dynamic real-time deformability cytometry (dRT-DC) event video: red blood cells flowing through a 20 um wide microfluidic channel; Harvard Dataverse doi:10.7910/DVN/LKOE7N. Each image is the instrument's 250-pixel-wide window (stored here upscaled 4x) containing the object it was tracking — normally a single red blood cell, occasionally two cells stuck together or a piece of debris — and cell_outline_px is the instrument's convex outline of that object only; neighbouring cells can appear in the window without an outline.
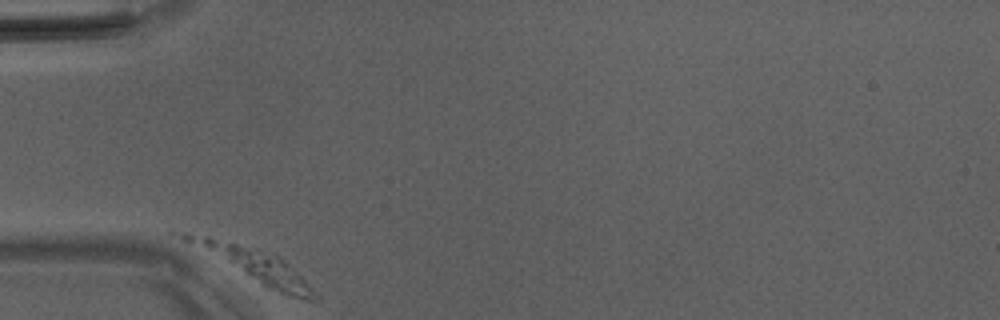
{"species": "Egyptian fruit bat (a non-hibernating species)", "species_latin": "Rousettus aegyptiacus", "temperature_condition": "room temperature", "stored_images_in_passage": 18, "camera_frame_rate_fps": 3000, "um_per_image_px": 0.085, "animal": {"sex": "male"}, "frame": {"image": 1, "passage_image": 1, "time_ms": 0.0, "image_size_px": [1000, 320], "cell_outline_px": [[320, 300], [304, 300], [288, 296], [268, 288], [260, 284], [168, 232], [172, 228], [208, 236], [260, 248], [276, 252], [320, 296]], "centroid_in_image_um": [21.48, 22.45], "position_along_channel_um": 63.5, "area_um2": 25.43}}
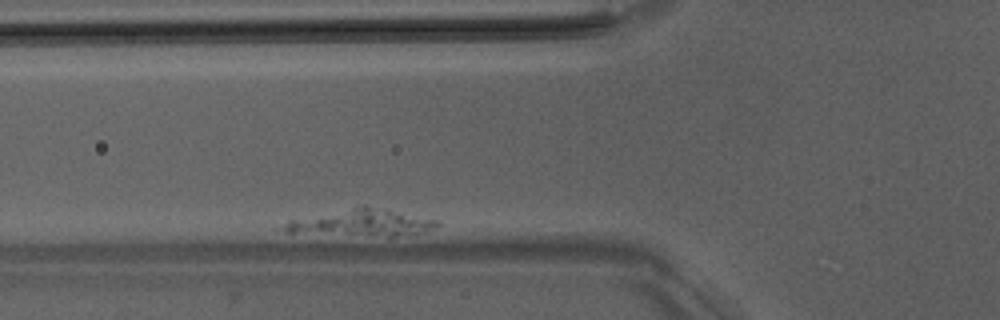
{"frame": {"image": 2, "passage_image": 6, "time_ms": 1.667, "image_size_px": [1000, 320], "cell_outline_px": [[440, 224], [428, 232], [392, 236], [388, 236], [284, 232], [272, 228], [292, 220], [360, 204], [368, 204], [436, 220]], "centroid_in_image_um": [30.68, 18.91], "position_along_channel_um": 95.1, "area_um2": 24.33}}
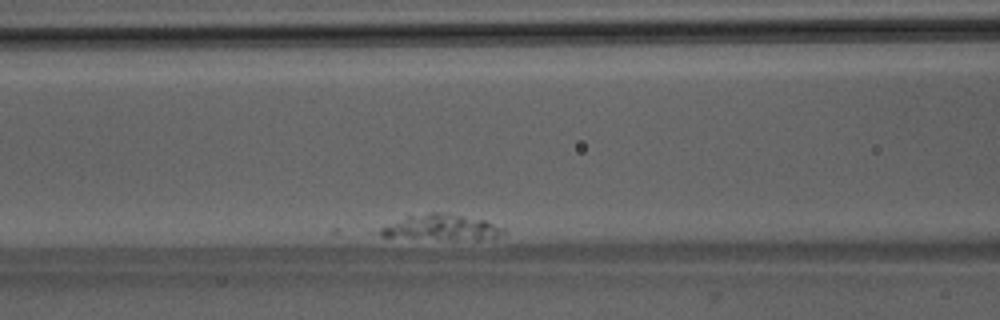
{"frame": {"image": 3, "passage_image": 11, "time_ms": 3.333, "image_size_px": [1000, 320], "cell_outline_px": [[504, 232], [496, 236], [476, 240], [384, 236], [368, 232], [408, 216], [428, 212], [448, 212], [484, 220], [504, 228]], "centroid_in_image_um": [37.44, 19.31], "position_along_channel_um": 129.2, "area_um2": 18.32}}